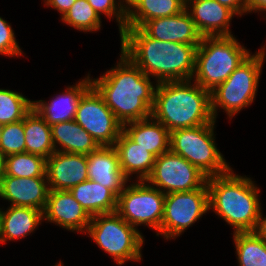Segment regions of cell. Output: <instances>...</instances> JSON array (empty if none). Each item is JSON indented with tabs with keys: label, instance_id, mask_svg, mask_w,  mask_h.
<instances>
[{
	"label": "cell",
	"instance_id": "cell-1",
	"mask_svg": "<svg viewBox=\"0 0 266 266\" xmlns=\"http://www.w3.org/2000/svg\"><path fill=\"white\" fill-rule=\"evenodd\" d=\"M120 40L121 51L156 84L192 80L198 45L160 41L139 27H125Z\"/></svg>",
	"mask_w": 266,
	"mask_h": 266
},
{
	"label": "cell",
	"instance_id": "cell-2",
	"mask_svg": "<svg viewBox=\"0 0 266 266\" xmlns=\"http://www.w3.org/2000/svg\"><path fill=\"white\" fill-rule=\"evenodd\" d=\"M120 55L114 68L91 81L118 121L125 125L151 117L157 84L122 51Z\"/></svg>",
	"mask_w": 266,
	"mask_h": 266
},
{
	"label": "cell",
	"instance_id": "cell-3",
	"mask_svg": "<svg viewBox=\"0 0 266 266\" xmlns=\"http://www.w3.org/2000/svg\"><path fill=\"white\" fill-rule=\"evenodd\" d=\"M151 116L170 132L216 122L210 91L193 79L157 83Z\"/></svg>",
	"mask_w": 266,
	"mask_h": 266
},
{
	"label": "cell",
	"instance_id": "cell-4",
	"mask_svg": "<svg viewBox=\"0 0 266 266\" xmlns=\"http://www.w3.org/2000/svg\"><path fill=\"white\" fill-rule=\"evenodd\" d=\"M207 177L209 209L221 217L234 232H253L261 210L259 192L251 178L234 174Z\"/></svg>",
	"mask_w": 266,
	"mask_h": 266
},
{
	"label": "cell",
	"instance_id": "cell-5",
	"mask_svg": "<svg viewBox=\"0 0 266 266\" xmlns=\"http://www.w3.org/2000/svg\"><path fill=\"white\" fill-rule=\"evenodd\" d=\"M252 53L235 36H203L196 50L193 81L212 91Z\"/></svg>",
	"mask_w": 266,
	"mask_h": 266
},
{
	"label": "cell",
	"instance_id": "cell-6",
	"mask_svg": "<svg viewBox=\"0 0 266 266\" xmlns=\"http://www.w3.org/2000/svg\"><path fill=\"white\" fill-rule=\"evenodd\" d=\"M265 47L261 46L258 52L251 54L223 83L210 91L211 112L215 121L219 108L226 112L229 119H233V116L254 102L266 59Z\"/></svg>",
	"mask_w": 266,
	"mask_h": 266
},
{
	"label": "cell",
	"instance_id": "cell-7",
	"mask_svg": "<svg viewBox=\"0 0 266 266\" xmlns=\"http://www.w3.org/2000/svg\"><path fill=\"white\" fill-rule=\"evenodd\" d=\"M118 265L128 261H141L144 238L142 233L128 224L116 211L91 217L85 233Z\"/></svg>",
	"mask_w": 266,
	"mask_h": 266
},
{
	"label": "cell",
	"instance_id": "cell-8",
	"mask_svg": "<svg viewBox=\"0 0 266 266\" xmlns=\"http://www.w3.org/2000/svg\"><path fill=\"white\" fill-rule=\"evenodd\" d=\"M215 124L170 132V150L196 166L207 177L222 175L231 169L216 146Z\"/></svg>",
	"mask_w": 266,
	"mask_h": 266
},
{
	"label": "cell",
	"instance_id": "cell-9",
	"mask_svg": "<svg viewBox=\"0 0 266 266\" xmlns=\"http://www.w3.org/2000/svg\"><path fill=\"white\" fill-rule=\"evenodd\" d=\"M166 194L145 180L126 185L118 195L116 212L137 230L139 225L148 226L160 235Z\"/></svg>",
	"mask_w": 266,
	"mask_h": 266
},
{
	"label": "cell",
	"instance_id": "cell-10",
	"mask_svg": "<svg viewBox=\"0 0 266 266\" xmlns=\"http://www.w3.org/2000/svg\"><path fill=\"white\" fill-rule=\"evenodd\" d=\"M209 210L206 183L200 189L166 194L160 235L166 240L175 239Z\"/></svg>",
	"mask_w": 266,
	"mask_h": 266
},
{
	"label": "cell",
	"instance_id": "cell-11",
	"mask_svg": "<svg viewBox=\"0 0 266 266\" xmlns=\"http://www.w3.org/2000/svg\"><path fill=\"white\" fill-rule=\"evenodd\" d=\"M145 181L168 194L200 189L206 183L207 176L185 158L169 150L155 158L153 169Z\"/></svg>",
	"mask_w": 266,
	"mask_h": 266
},
{
	"label": "cell",
	"instance_id": "cell-12",
	"mask_svg": "<svg viewBox=\"0 0 266 266\" xmlns=\"http://www.w3.org/2000/svg\"><path fill=\"white\" fill-rule=\"evenodd\" d=\"M74 120L99 146H114L123 131V125L93 86L80 99Z\"/></svg>",
	"mask_w": 266,
	"mask_h": 266
},
{
	"label": "cell",
	"instance_id": "cell-13",
	"mask_svg": "<svg viewBox=\"0 0 266 266\" xmlns=\"http://www.w3.org/2000/svg\"><path fill=\"white\" fill-rule=\"evenodd\" d=\"M43 221L57 224L68 231L86 233L91 216L70 191L50 190L43 210Z\"/></svg>",
	"mask_w": 266,
	"mask_h": 266
},
{
	"label": "cell",
	"instance_id": "cell-14",
	"mask_svg": "<svg viewBox=\"0 0 266 266\" xmlns=\"http://www.w3.org/2000/svg\"><path fill=\"white\" fill-rule=\"evenodd\" d=\"M46 177L50 190L69 191L88 180L87 155L55 151L46 160Z\"/></svg>",
	"mask_w": 266,
	"mask_h": 266
},
{
	"label": "cell",
	"instance_id": "cell-15",
	"mask_svg": "<svg viewBox=\"0 0 266 266\" xmlns=\"http://www.w3.org/2000/svg\"><path fill=\"white\" fill-rule=\"evenodd\" d=\"M49 191L47 177L3 176L0 180V197L11 202L10 206L31 207L43 211Z\"/></svg>",
	"mask_w": 266,
	"mask_h": 266
},
{
	"label": "cell",
	"instance_id": "cell-16",
	"mask_svg": "<svg viewBox=\"0 0 266 266\" xmlns=\"http://www.w3.org/2000/svg\"><path fill=\"white\" fill-rule=\"evenodd\" d=\"M185 9L202 36L233 35L230 23L236 14L216 0H186Z\"/></svg>",
	"mask_w": 266,
	"mask_h": 266
},
{
	"label": "cell",
	"instance_id": "cell-17",
	"mask_svg": "<svg viewBox=\"0 0 266 266\" xmlns=\"http://www.w3.org/2000/svg\"><path fill=\"white\" fill-rule=\"evenodd\" d=\"M140 29L147 36L164 42L199 45L203 37L186 9L174 16L146 21Z\"/></svg>",
	"mask_w": 266,
	"mask_h": 266
},
{
	"label": "cell",
	"instance_id": "cell-18",
	"mask_svg": "<svg viewBox=\"0 0 266 266\" xmlns=\"http://www.w3.org/2000/svg\"><path fill=\"white\" fill-rule=\"evenodd\" d=\"M92 86L90 74L78 81L75 85L67 86L66 90L53 97L50 102L45 100L33 101V109L52 126L59 122L75 119L80 99Z\"/></svg>",
	"mask_w": 266,
	"mask_h": 266
},
{
	"label": "cell",
	"instance_id": "cell-19",
	"mask_svg": "<svg viewBox=\"0 0 266 266\" xmlns=\"http://www.w3.org/2000/svg\"><path fill=\"white\" fill-rule=\"evenodd\" d=\"M88 179L112 190L117 196L130 181L122 172L113 146H100L87 154Z\"/></svg>",
	"mask_w": 266,
	"mask_h": 266
},
{
	"label": "cell",
	"instance_id": "cell-20",
	"mask_svg": "<svg viewBox=\"0 0 266 266\" xmlns=\"http://www.w3.org/2000/svg\"><path fill=\"white\" fill-rule=\"evenodd\" d=\"M123 132L155 157L170 150V131L152 116L123 125Z\"/></svg>",
	"mask_w": 266,
	"mask_h": 266
},
{
	"label": "cell",
	"instance_id": "cell-21",
	"mask_svg": "<svg viewBox=\"0 0 266 266\" xmlns=\"http://www.w3.org/2000/svg\"><path fill=\"white\" fill-rule=\"evenodd\" d=\"M43 221V211L31 207L8 206L0 208L1 244L22 239L38 229Z\"/></svg>",
	"mask_w": 266,
	"mask_h": 266
},
{
	"label": "cell",
	"instance_id": "cell-22",
	"mask_svg": "<svg viewBox=\"0 0 266 266\" xmlns=\"http://www.w3.org/2000/svg\"><path fill=\"white\" fill-rule=\"evenodd\" d=\"M113 147L117 151L124 175L129 180L132 179L133 174L137 175V181L146 180L153 169L156 157L145 148L138 146L123 131Z\"/></svg>",
	"mask_w": 266,
	"mask_h": 266
},
{
	"label": "cell",
	"instance_id": "cell-23",
	"mask_svg": "<svg viewBox=\"0 0 266 266\" xmlns=\"http://www.w3.org/2000/svg\"><path fill=\"white\" fill-rule=\"evenodd\" d=\"M51 134L57 152L87 155L100 147L93 137L75 120L52 125Z\"/></svg>",
	"mask_w": 266,
	"mask_h": 266
},
{
	"label": "cell",
	"instance_id": "cell-24",
	"mask_svg": "<svg viewBox=\"0 0 266 266\" xmlns=\"http://www.w3.org/2000/svg\"><path fill=\"white\" fill-rule=\"evenodd\" d=\"M186 0H127L125 27H141L146 21L181 13Z\"/></svg>",
	"mask_w": 266,
	"mask_h": 266
},
{
	"label": "cell",
	"instance_id": "cell-25",
	"mask_svg": "<svg viewBox=\"0 0 266 266\" xmlns=\"http://www.w3.org/2000/svg\"><path fill=\"white\" fill-rule=\"evenodd\" d=\"M69 191L91 217L116 211L118 196L97 182L88 179Z\"/></svg>",
	"mask_w": 266,
	"mask_h": 266
},
{
	"label": "cell",
	"instance_id": "cell-26",
	"mask_svg": "<svg viewBox=\"0 0 266 266\" xmlns=\"http://www.w3.org/2000/svg\"><path fill=\"white\" fill-rule=\"evenodd\" d=\"M26 153L49 158L55 148L52 142L51 126L32 109L23 119Z\"/></svg>",
	"mask_w": 266,
	"mask_h": 266
},
{
	"label": "cell",
	"instance_id": "cell-27",
	"mask_svg": "<svg viewBox=\"0 0 266 266\" xmlns=\"http://www.w3.org/2000/svg\"><path fill=\"white\" fill-rule=\"evenodd\" d=\"M239 266H266V241L253 232L233 233Z\"/></svg>",
	"mask_w": 266,
	"mask_h": 266
},
{
	"label": "cell",
	"instance_id": "cell-28",
	"mask_svg": "<svg viewBox=\"0 0 266 266\" xmlns=\"http://www.w3.org/2000/svg\"><path fill=\"white\" fill-rule=\"evenodd\" d=\"M46 160L39 155L26 152L6 156L4 176L46 177Z\"/></svg>",
	"mask_w": 266,
	"mask_h": 266
},
{
	"label": "cell",
	"instance_id": "cell-29",
	"mask_svg": "<svg viewBox=\"0 0 266 266\" xmlns=\"http://www.w3.org/2000/svg\"><path fill=\"white\" fill-rule=\"evenodd\" d=\"M33 109V101L20 92L0 89V125L23 120Z\"/></svg>",
	"mask_w": 266,
	"mask_h": 266
},
{
	"label": "cell",
	"instance_id": "cell-30",
	"mask_svg": "<svg viewBox=\"0 0 266 266\" xmlns=\"http://www.w3.org/2000/svg\"><path fill=\"white\" fill-rule=\"evenodd\" d=\"M61 20L64 24L82 32H96L102 26L101 17L87 0H76Z\"/></svg>",
	"mask_w": 266,
	"mask_h": 266
},
{
	"label": "cell",
	"instance_id": "cell-31",
	"mask_svg": "<svg viewBox=\"0 0 266 266\" xmlns=\"http://www.w3.org/2000/svg\"><path fill=\"white\" fill-rule=\"evenodd\" d=\"M0 149L5 157L26 152L23 120L1 126Z\"/></svg>",
	"mask_w": 266,
	"mask_h": 266
},
{
	"label": "cell",
	"instance_id": "cell-32",
	"mask_svg": "<svg viewBox=\"0 0 266 266\" xmlns=\"http://www.w3.org/2000/svg\"><path fill=\"white\" fill-rule=\"evenodd\" d=\"M96 13L101 17L105 15L108 19L116 18L119 33L125 29L127 16V0H87Z\"/></svg>",
	"mask_w": 266,
	"mask_h": 266
},
{
	"label": "cell",
	"instance_id": "cell-33",
	"mask_svg": "<svg viewBox=\"0 0 266 266\" xmlns=\"http://www.w3.org/2000/svg\"><path fill=\"white\" fill-rule=\"evenodd\" d=\"M0 55L13 58L23 55L11 25L2 17H0Z\"/></svg>",
	"mask_w": 266,
	"mask_h": 266
},
{
	"label": "cell",
	"instance_id": "cell-34",
	"mask_svg": "<svg viewBox=\"0 0 266 266\" xmlns=\"http://www.w3.org/2000/svg\"><path fill=\"white\" fill-rule=\"evenodd\" d=\"M219 4L231 9L236 15L247 14V0H216Z\"/></svg>",
	"mask_w": 266,
	"mask_h": 266
},
{
	"label": "cell",
	"instance_id": "cell-35",
	"mask_svg": "<svg viewBox=\"0 0 266 266\" xmlns=\"http://www.w3.org/2000/svg\"><path fill=\"white\" fill-rule=\"evenodd\" d=\"M47 7L54 8L60 12L61 18L69 11L70 7L76 2V0H43Z\"/></svg>",
	"mask_w": 266,
	"mask_h": 266
},
{
	"label": "cell",
	"instance_id": "cell-36",
	"mask_svg": "<svg viewBox=\"0 0 266 266\" xmlns=\"http://www.w3.org/2000/svg\"><path fill=\"white\" fill-rule=\"evenodd\" d=\"M266 12V0H247V13Z\"/></svg>",
	"mask_w": 266,
	"mask_h": 266
},
{
	"label": "cell",
	"instance_id": "cell-37",
	"mask_svg": "<svg viewBox=\"0 0 266 266\" xmlns=\"http://www.w3.org/2000/svg\"><path fill=\"white\" fill-rule=\"evenodd\" d=\"M261 211H262V209L260 210L258 222H257V225H256V228H255L254 232L261 239L266 241V216L263 217V214H262Z\"/></svg>",
	"mask_w": 266,
	"mask_h": 266
},
{
	"label": "cell",
	"instance_id": "cell-38",
	"mask_svg": "<svg viewBox=\"0 0 266 266\" xmlns=\"http://www.w3.org/2000/svg\"><path fill=\"white\" fill-rule=\"evenodd\" d=\"M5 163H6V157L2 153L0 149V180L4 176L5 173Z\"/></svg>",
	"mask_w": 266,
	"mask_h": 266
},
{
	"label": "cell",
	"instance_id": "cell-39",
	"mask_svg": "<svg viewBox=\"0 0 266 266\" xmlns=\"http://www.w3.org/2000/svg\"><path fill=\"white\" fill-rule=\"evenodd\" d=\"M54 266H64V265L62 264V261H60L59 263H56Z\"/></svg>",
	"mask_w": 266,
	"mask_h": 266
}]
</instances>
